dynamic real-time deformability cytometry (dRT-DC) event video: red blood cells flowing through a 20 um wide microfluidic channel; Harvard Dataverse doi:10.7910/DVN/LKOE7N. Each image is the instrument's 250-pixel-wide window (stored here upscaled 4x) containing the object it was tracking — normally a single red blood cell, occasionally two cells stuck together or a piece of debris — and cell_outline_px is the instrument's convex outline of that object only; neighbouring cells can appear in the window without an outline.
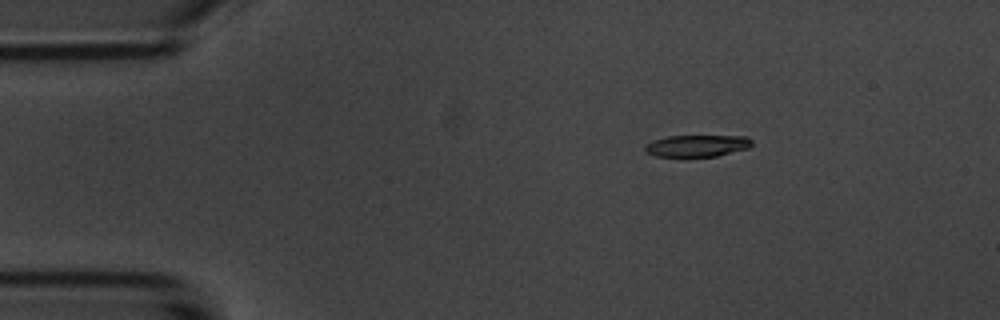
{"species": "common noctule bat (a hibernating species)", "species_latin": "Nyctalus noctula", "temperature_condition": "room temperature", "stored_images_in_passage": 4, "camera_frame_rate_fps": 3000, "um_per_image_px": 0.085, "animal": {"sex": "male", "body_mass_g": 20.1, "forearm_length_mm": 53.5}, "frame": {"image": 1, "passage_image": 2, "time_ms": 1.333, "image_size_px": [1000, 320], "cell_outline_px": [[752, 144], [748, 148], [716, 156], [656, 156], [644, 152], [644, 144], [652, 140], [668, 136], [748, 136], [752, 140]], "centroid_in_image_um": [59.21, 12.38], "position_along_channel_um": 25.8, "area_um2": 13.58}}
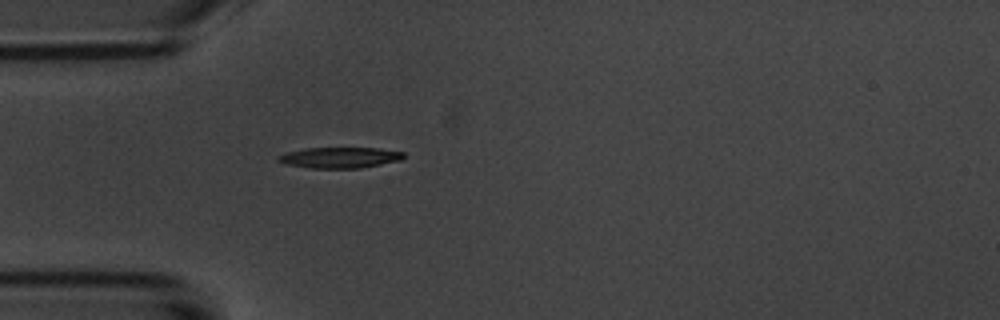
{"frame": {"image": 2, "passage_image": 4, "time_ms": 3.667, "image_size_px": [1000, 320], "cell_outline_px": [[404, 156], [400, 160], [360, 168], [312, 168], [284, 164], [276, 160], [276, 156], [284, 152], [304, 148], [380, 148], [404, 152]], "centroid_in_image_um": [28.81, 13.39], "position_along_channel_um": 56.2, "area_um2": 15.32}}